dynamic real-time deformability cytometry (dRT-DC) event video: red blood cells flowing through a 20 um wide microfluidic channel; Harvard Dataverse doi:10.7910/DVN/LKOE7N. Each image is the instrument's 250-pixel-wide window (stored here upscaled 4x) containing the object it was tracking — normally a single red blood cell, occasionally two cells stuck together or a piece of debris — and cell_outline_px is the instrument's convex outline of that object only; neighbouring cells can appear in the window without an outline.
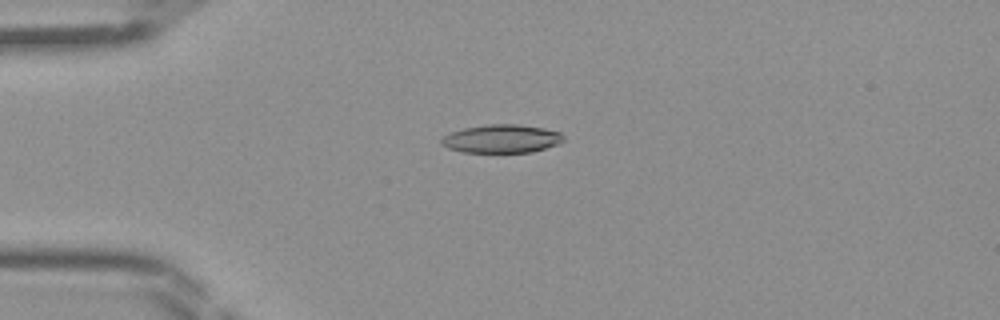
{"species": "Egyptian fruit bat (a non-hibernating species)", "species_latin": "Rousettus aegyptiacus", "temperature_condition": "room temperature", "stored_images_in_passage": 45, "camera_frame_rate_fps": 3000, "um_per_image_px": 0.085, "frame": {"image": 1, "passage_image": 11, "time_ms": 3.333, "image_size_px": [1000, 320], "cell_outline_px": [[564, 140], [556, 144], [532, 152], [464, 152], [448, 148], [440, 144], [440, 140], [444, 136], [452, 132], [464, 128], [488, 124], [516, 124], [544, 128], [560, 132], [564, 136]], "centroid_in_image_um": [42.62, 11.79], "position_along_channel_um": 42.4, "area_um2": 20.0}}
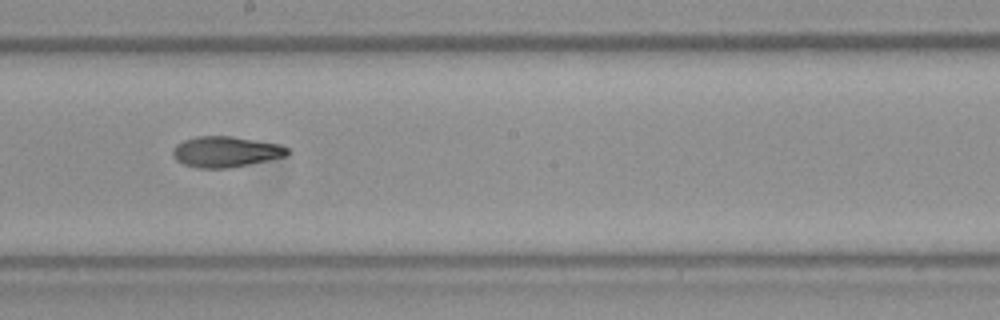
{"frame": {"image": 2, "passage_image": 25, "time_ms": 8.0, "image_size_px": [1000, 320], "cell_outline_px": [[292, 152], [288, 156], [228, 168], [196, 168], [184, 164], [176, 160], [172, 156], [172, 148], [176, 144], [184, 140], [196, 136], [232, 136], [280, 144], [288, 148]], "centroid_in_image_um": [19.19, 12.89], "position_along_channel_um": 229.0, "area_um2": 20.75}}
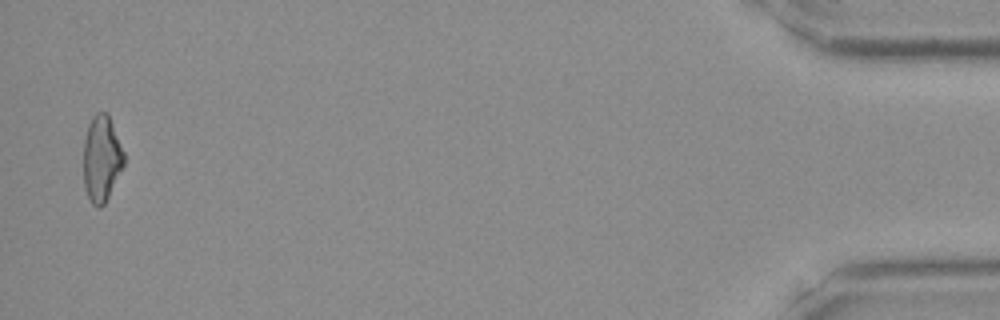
{"frame": {"image": 3, "passage_image": 44, "time_ms": 14.333, "image_size_px": [1000, 320], "cell_outline_px": [[124, 164], [104, 204], [100, 208], [92, 204], [84, 188], [84, 140], [88, 124], [92, 116], [96, 112], [108, 112], [124, 152]], "centroid_in_image_um": [8.63, 13.44], "position_along_channel_um": 426.6, "area_um2": 20.23}}